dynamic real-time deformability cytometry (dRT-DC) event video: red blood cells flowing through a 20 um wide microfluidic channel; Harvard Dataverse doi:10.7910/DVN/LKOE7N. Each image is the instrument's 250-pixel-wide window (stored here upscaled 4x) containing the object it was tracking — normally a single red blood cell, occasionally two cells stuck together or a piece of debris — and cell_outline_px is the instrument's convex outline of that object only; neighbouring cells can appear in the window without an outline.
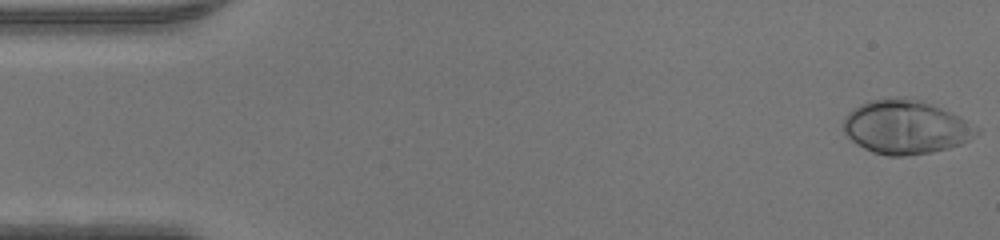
{"species": "human", "species_latin": "Homo sapiens", "temperature_condition": "warm", "stored_images_in_passage": 47, "camera_frame_rate_fps": 3000, "um_per_image_px": 0.085, "donor": {"sex": "male"}, "frame": {"image": 1, "passage_image": 1, "time_ms": 0.0, "image_size_px": [1000, 240], "cell_outline_px": [[980, 132], [976, 136], [960, 144], [948, 148], [932, 152], [904, 156], [888, 156], [872, 152], [856, 144], [844, 132], [840, 124], [844, 116], [852, 108], [868, 100], [900, 96], [904, 96], [924, 100], [952, 112], [960, 116], [980, 128]], "centroid_in_image_um": [76.97, 10.77], "position_along_channel_um": 8.0, "area_um2": 42.6}}
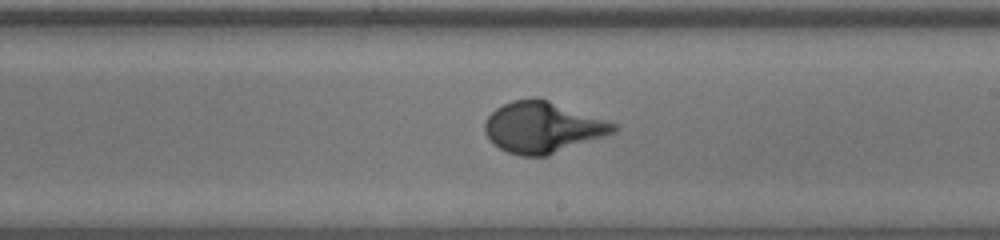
{"frame": {"image": 2, "passage_image": 27, "time_ms": 8.667, "image_size_px": [1000, 240], "cell_outline_px": [[620, 128], [616, 132], [548, 156], [520, 156], [508, 152], [500, 148], [484, 132], [484, 120], [496, 108], [512, 100], [532, 96], [536, 96], [620, 124]], "centroid_in_image_um": [46.17, 10.81], "position_along_channel_um": 242.8, "area_um2": 38.67}}
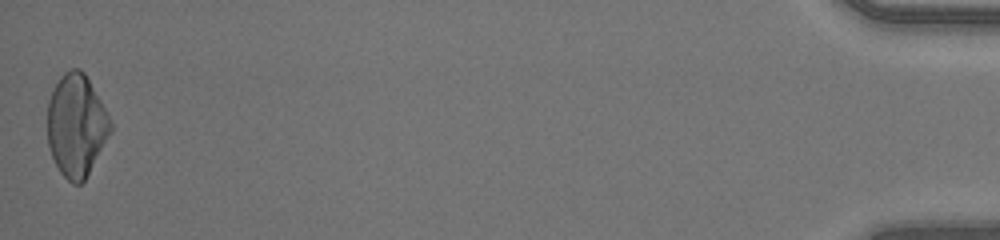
{"frame": {"image": 3, "passage_image": 47, "time_ms": 15.333, "image_size_px": [1000, 240], "cell_outline_px": [[112, 132], [84, 180], [80, 184], [72, 184], [60, 172], [52, 156], [48, 144], [48, 100], [60, 76], [64, 72], [72, 68], [80, 68], [84, 72], [100, 100], [112, 124]], "centroid_in_image_um": [6.49, 10.66], "position_along_channel_um": 428.7, "area_um2": 37.28}}